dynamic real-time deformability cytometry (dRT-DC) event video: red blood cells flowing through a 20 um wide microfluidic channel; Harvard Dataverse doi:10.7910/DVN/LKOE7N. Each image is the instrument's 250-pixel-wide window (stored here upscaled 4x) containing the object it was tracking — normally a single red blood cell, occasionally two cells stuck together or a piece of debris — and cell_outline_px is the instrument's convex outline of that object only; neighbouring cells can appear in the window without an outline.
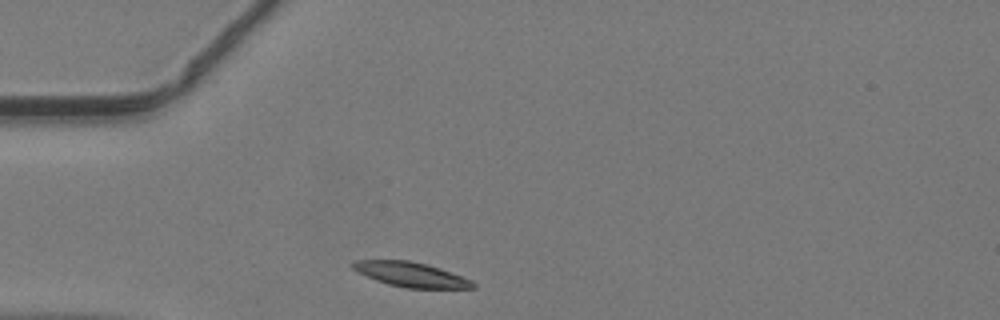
{"species": "common noctule bat (a hibernating species)", "species_latin": "Nyctalus noctula", "temperature_condition": "warm", "stored_images_in_passage": 35, "camera_frame_rate_fps": 3000, "um_per_image_px": 0.085, "animal": {"sex": "male", "body_mass_g": 19.2, "forearm_length_mm": 51.8}, "frame": {"image": 1, "passage_image": 1, "time_ms": 0.0, "image_size_px": [1000, 320], "cell_outline_px": [[476, 288], [408, 288], [388, 284], [376, 280], [352, 268], [352, 264], [356, 260], [408, 260], [440, 268], [464, 276], [472, 280], [476, 284]], "centroid_in_image_um": [35.0, 23.34], "position_along_channel_um": 50.0, "area_um2": 17.11}}
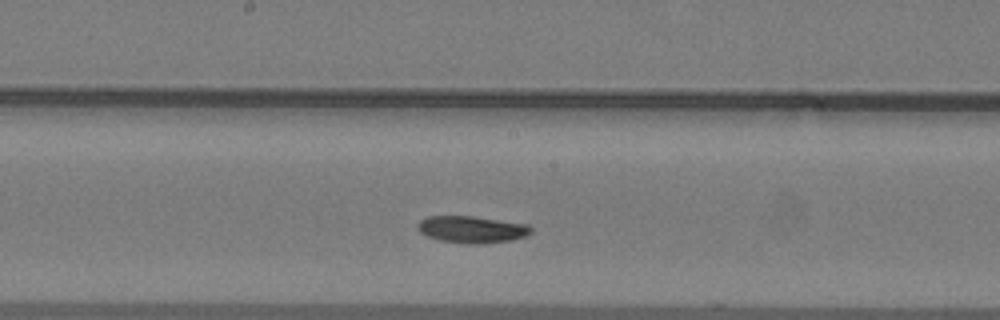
{"frame": {"image": 2, "passage_image": 13, "time_ms": 4.0, "image_size_px": [1000, 320], "cell_outline_px": [[532, 232], [528, 236], [512, 240], [484, 244], [468, 244], [440, 240], [428, 236], [420, 232], [416, 228], [416, 224], [420, 220], [428, 216], [472, 216], [528, 224], [532, 228]], "centroid_in_image_um": [40.12, 19.5], "position_along_channel_um": 208.1, "area_um2": 17.98}}
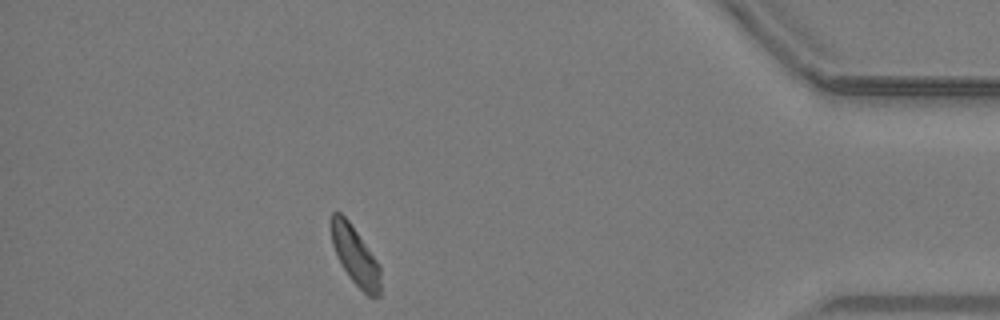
{"frame": {"image": 3, "passage_image": 30, "time_ms": 9.667, "image_size_px": [1000, 320], "cell_outline_px": [[380, 296], [368, 296], [348, 276], [332, 244], [332, 212], [340, 212], [348, 220], [380, 264]], "centroid_in_image_um": [30.23, 21.75], "position_along_channel_um": 405.0, "area_um2": 16.36}}